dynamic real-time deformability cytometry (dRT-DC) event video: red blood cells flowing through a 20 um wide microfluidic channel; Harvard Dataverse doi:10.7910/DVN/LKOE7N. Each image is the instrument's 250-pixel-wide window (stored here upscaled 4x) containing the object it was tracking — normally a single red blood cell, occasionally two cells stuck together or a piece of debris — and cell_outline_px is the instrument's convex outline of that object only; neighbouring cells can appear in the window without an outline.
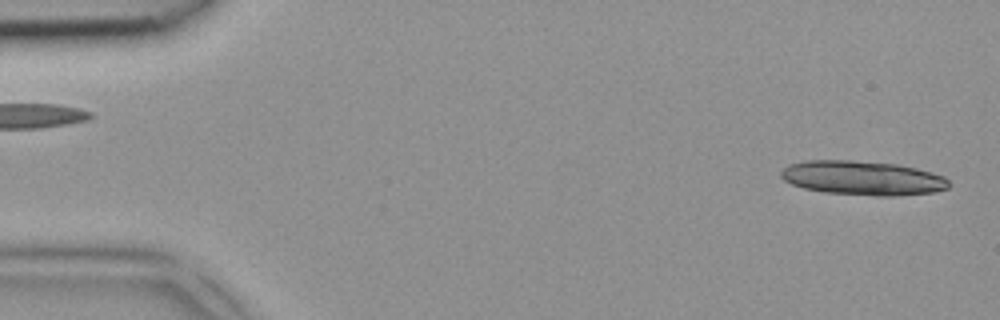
{"species": "common noctule bat (a hibernating species)", "species_latin": "Nyctalus noctula", "temperature_condition": "room temperature", "stored_images_in_passage": 6, "camera_frame_rate_fps": 3000, "um_per_image_px": 0.085, "animal": {"sex": "female", "body_mass_g": 18.4}, "frame": {"image": 1, "passage_image": 1, "time_ms": 0.0, "image_size_px": [1000, 320], "cell_outline_px": [[952, 184], [948, 188], [932, 192], [900, 196], [876, 196], [824, 192], [804, 188], [792, 184], [784, 180], [780, 176], [780, 172], [788, 164], [808, 160], [852, 160], [896, 164], [916, 168], [932, 172], [944, 176]], "centroid_in_image_um": [73.34, 15.13], "position_along_channel_um": 11.7, "area_um2": 33.7}}
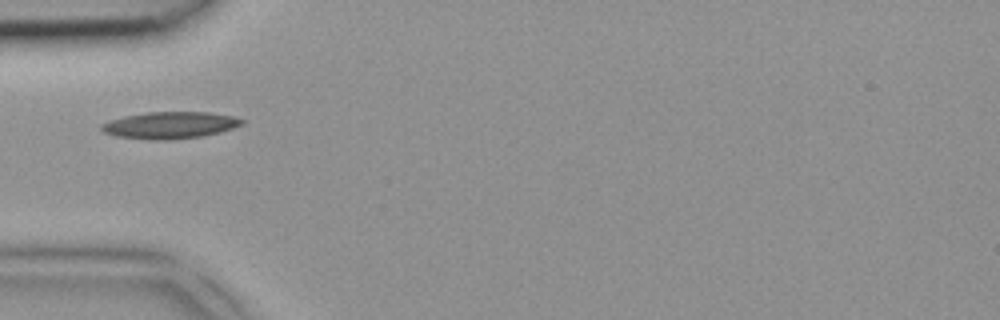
{"frame": {"image": 2, "passage_image": 5, "time_ms": 1.333, "image_size_px": [1000, 320], "cell_outline_px": [[244, 124], [220, 132], [204, 136], [172, 140], [152, 140], [116, 136], [104, 132], [100, 128], [100, 124], [108, 120], [124, 116], [148, 112], [208, 112], [232, 116], [244, 120]], "centroid_in_image_um": [14.43, 10.64], "position_along_channel_um": 70.6, "area_um2": 22.08}}